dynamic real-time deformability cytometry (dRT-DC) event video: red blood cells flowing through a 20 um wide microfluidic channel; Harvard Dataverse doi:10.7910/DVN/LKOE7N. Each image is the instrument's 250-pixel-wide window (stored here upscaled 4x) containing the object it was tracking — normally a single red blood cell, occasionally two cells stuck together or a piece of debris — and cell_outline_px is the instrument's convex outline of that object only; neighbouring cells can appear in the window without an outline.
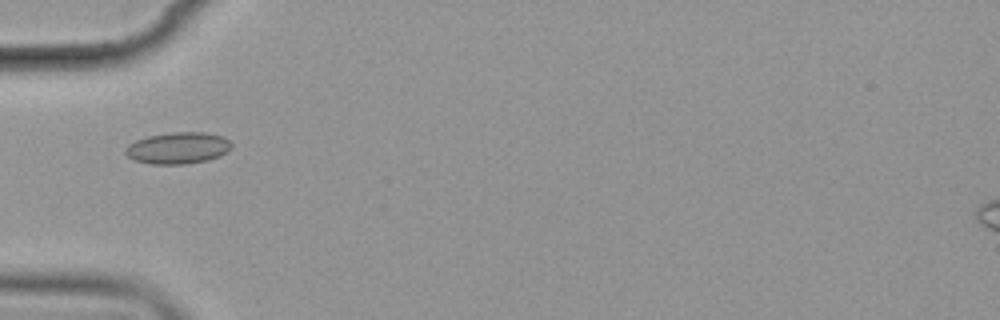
{"species": "common noctule bat (a hibernating species)", "species_latin": "Nyctalus noctula", "temperature_condition": "cold", "stored_images_in_passage": 9, "camera_frame_rate_fps": 3000, "um_per_image_px": 0.085, "animal": {"sex": "female", "body_mass_g": 19.9}, "frame": {"image": 1, "passage_image": 6, "time_ms": 6.0, "image_size_px": [1000, 320], "cell_outline_px": [[232, 148], [228, 152], [220, 156], [208, 160], [184, 164], [152, 164], [136, 160], [128, 156], [124, 152], [124, 148], [128, 144], [136, 140], [148, 136], [168, 132], [204, 132], [224, 136], [232, 144]], "centroid_in_image_um": [15.15, 12.57], "position_along_channel_um": 69.9, "area_um2": 19.71}}
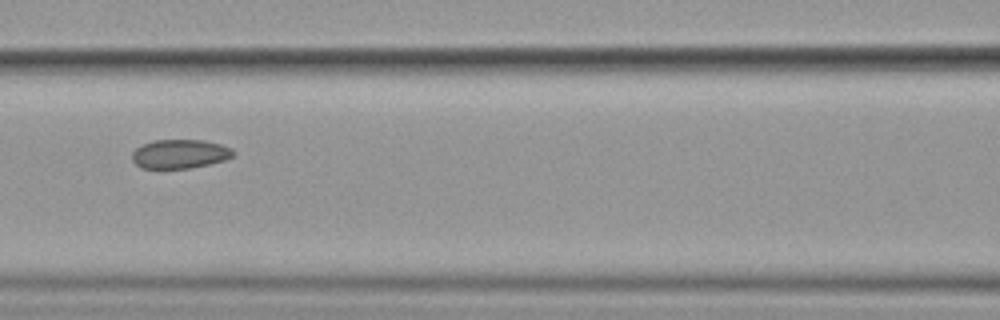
{"frame": {"image": 2, "passage_image": 8, "time_ms": 8.333, "image_size_px": [1000, 320], "cell_outline_px": [[236, 152], [232, 156], [224, 160], [208, 164], [188, 168], [140, 168], [132, 160], [132, 152], [136, 148], [144, 144], [156, 140], [204, 140], [220, 144], [232, 148]], "centroid_in_image_um": [15.29, 13.08], "position_along_channel_um": 151.3, "area_um2": 16.99}}
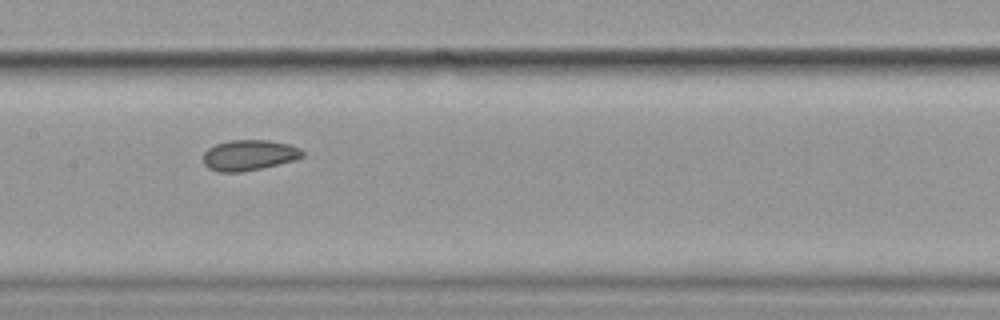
{"frame": {"image": 3, "passage_image": 9, "time_ms": 9.333, "image_size_px": [1000, 320], "cell_outline_px": [[304, 156], [296, 160], [260, 168], [240, 172], [220, 172], [208, 168], [204, 164], [204, 152], [208, 148], [216, 144], [228, 140], [268, 140], [288, 144], [300, 148], [304, 152]], "centroid_in_image_um": [21.18, 13.18], "position_along_channel_um": 186.2, "area_um2": 17.69}}